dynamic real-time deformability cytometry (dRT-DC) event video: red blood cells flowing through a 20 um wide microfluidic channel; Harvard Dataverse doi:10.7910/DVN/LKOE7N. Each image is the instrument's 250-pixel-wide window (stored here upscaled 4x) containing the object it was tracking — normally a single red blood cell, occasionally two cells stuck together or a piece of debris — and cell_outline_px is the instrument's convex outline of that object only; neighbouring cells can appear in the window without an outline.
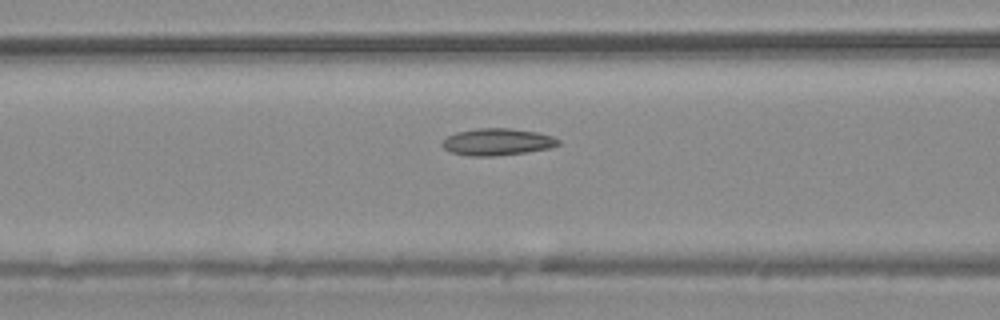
{"species": "common noctule bat (a hibernating species)", "species_latin": "Nyctalus noctula", "temperature_condition": "warm", "stored_images_in_passage": 55, "camera_frame_rate_fps": 3000, "um_per_image_px": 0.085, "animal": {"sex": "male", "body_mass_g": 20.4}, "frame": {"image": 1, "passage_image": 23, "time_ms": 7.333, "image_size_px": [1000, 320], "cell_outline_px": [[560, 144], [548, 148], [524, 152], [496, 156], [468, 156], [448, 152], [440, 144], [448, 136], [456, 132], [476, 128], [508, 128], [536, 132], [552, 136], [560, 140]], "centroid_in_image_um": [42.22, 12.06], "position_along_channel_um": 124.4, "area_um2": 18.21}}
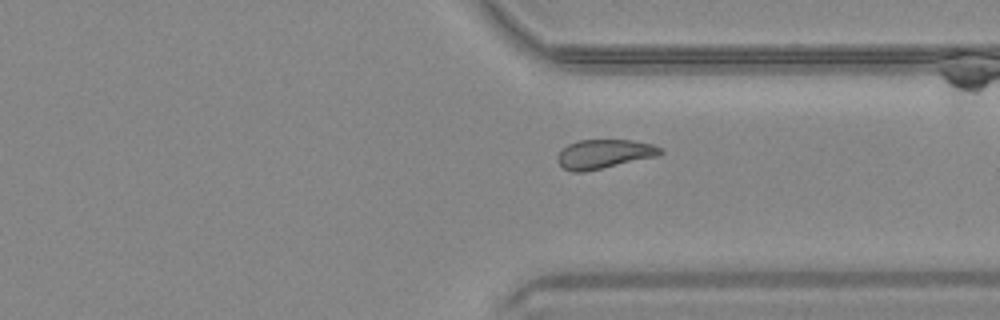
{"frame": {"image": 2, "passage_image": 42, "time_ms": 13.667, "image_size_px": [1000, 320], "cell_outline_px": [[664, 152], [656, 156], [584, 172], [572, 172], [564, 168], [556, 160], [556, 156], [568, 144], [580, 140], [632, 140], [652, 144], [660, 148]], "centroid_in_image_um": [51.32, 13.09], "position_along_channel_um": 360.1, "area_um2": 17.22}}
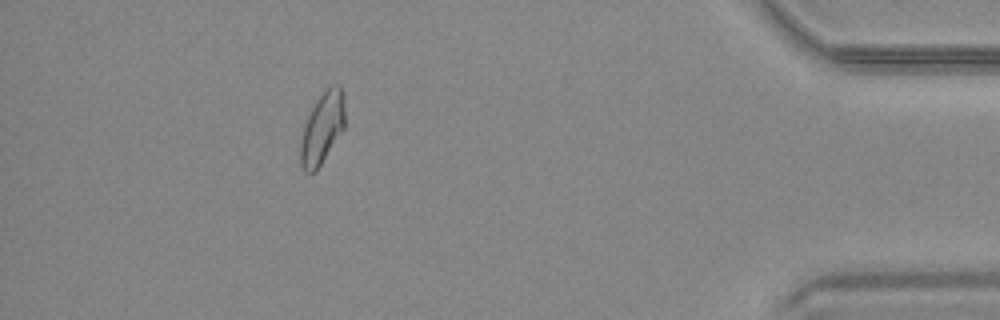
{"frame": {"image": 3, "passage_image": 50, "time_ms": 16.333, "image_size_px": [1000, 320], "cell_outline_px": [[344, 128], [316, 172], [304, 172], [300, 164], [300, 144], [304, 124], [316, 100], [332, 84], [340, 84], [344, 96]], "centroid_in_image_um": [27.39, 10.9], "position_along_channel_um": 407.8, "area_um2": 18.44}, "authors_computed_cell_mechanics": {"area_um2": 18.2648, "velocity_mm_per_s": 3.715, "shape_relaxation_time_tau1_ms": null, "shape_relaxation_time_tau2_ms": 4.119, "deformation_change_tau1": null, "deformation_change_tau2": 0.1039}}